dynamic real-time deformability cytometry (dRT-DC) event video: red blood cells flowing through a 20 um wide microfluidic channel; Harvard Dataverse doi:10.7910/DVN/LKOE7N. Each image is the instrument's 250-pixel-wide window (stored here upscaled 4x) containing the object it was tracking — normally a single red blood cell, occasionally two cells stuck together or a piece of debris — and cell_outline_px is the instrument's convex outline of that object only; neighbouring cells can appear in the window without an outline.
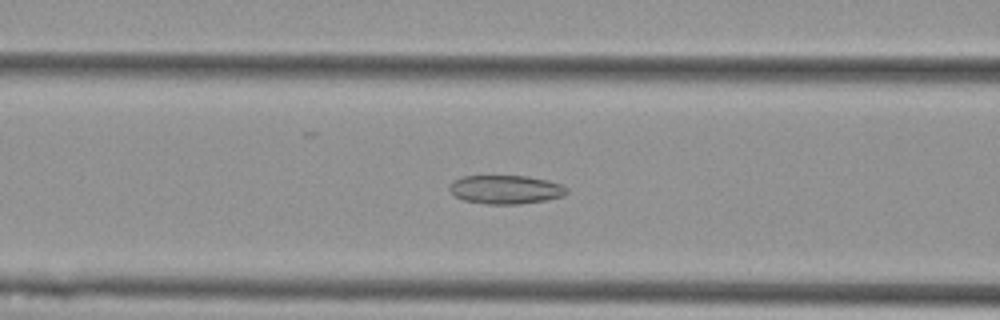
{"species": "Egyptian fruit bat (a non-hibernating species)", "species_latin": "Rousettus aegyptiacus", "temperature_condition": "cold", "stored_images_in_passage": 48, "camera_frame_rate_fps": 3000, "um_per_image_px": 0.085, "animal": {"sex": "female"}, "frame": {"image": 1, "passage_image": 14, "time_ms": 4.333, "image_size_px": [1000, 320], "cell_outline_px": [[568, 192], [564, 196], [544, 200], [520, 204], [484, 204], [464, 200], [456, 196], [448, 188], [456, 180], [464, 176], [528, 176], [548, 180], [560, 184], [568, 188]], "centroid_in_image_um": [43.03, 16.11], "position_along_channel_um": 123.6, "area_um2": 19.48}}
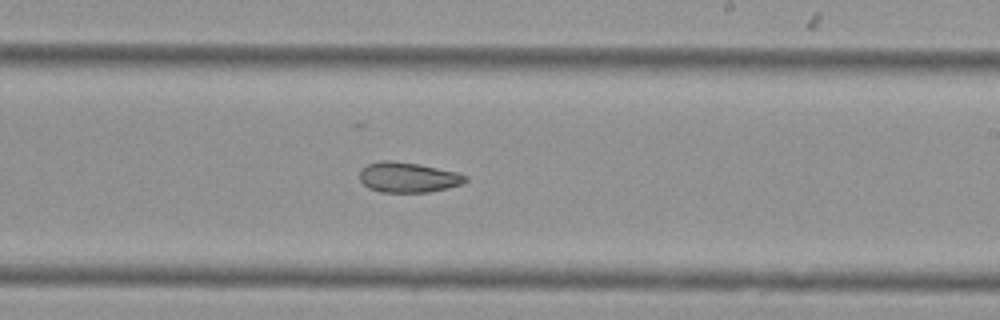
{"frame": {"image": 2, "passage_image": 25, "time_ms": 8.0, "image_size_px": [1000, 320], "cell_outline_px": [[468, 180], [464, 184], [448, 188], [428, 192], [380, 192], [368, 188], [360, 180], [360, 172], [368, 164], [380, 160], [392, 160], [420, 164], [456, 172], [468, 176]], "centroid_in_image_um": [34.71, 15.07], "position_along_channel_um": 254.3, "area_um2": 18.73}}
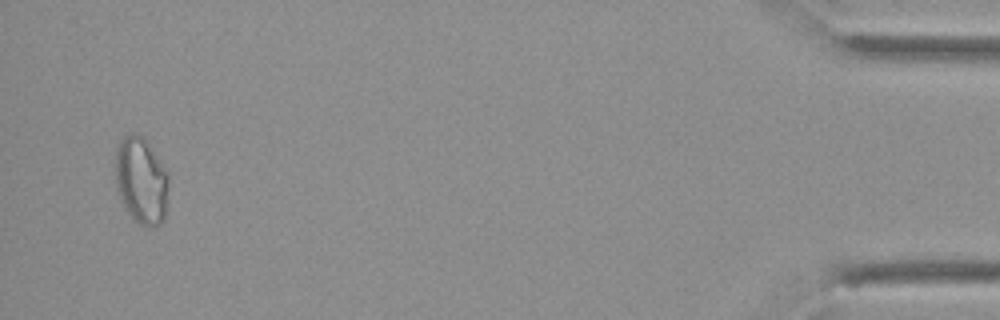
{"frame": {"image": 3, "passage_image": 46, "time_ms": 15.0, "image_size_px": [1000, 320], "cell_outline_px": [[168, 188], [164, 220], [160, 224], [152, 228], [144, 228], [128, 212], [120, 200], [116, 192], [116, 144], [124, 136], [132, 132], [144, 136], [168, 172]], "centroid_in_image_um": [12.0, 15.34], "position_along_channel_um": 423.2, "area_um2": 27.4}, "authors_computed_cell_mechanics": {"area_um2": 20.7502, "velocity_mm_per_s": 3.5785, "shape_relaxation_time_tau1_ms": null, "shape_relaxation_time_tau2_ms": 5.6256, "deformation_change_tau1": null, "deformation_change_tau2": 0.102}}